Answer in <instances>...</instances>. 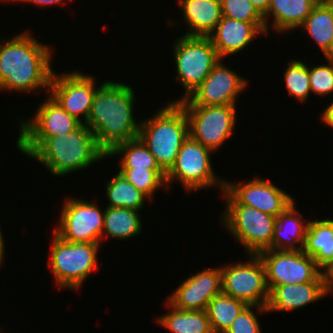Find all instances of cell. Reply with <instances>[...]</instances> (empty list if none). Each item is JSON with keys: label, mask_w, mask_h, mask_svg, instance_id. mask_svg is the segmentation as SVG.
<instances>
[{"label": "cell", "mask_w": 333, "mask_h": 333, "mask_svg": "<svg viewBox=\"0 0 333 333\" xmlns=\"http://www.w3.org/2000/svg\"><path fill=\"white\" fill-rule=\"evenodd\" d=\"M189 122V135L213 153L234 134L237 105H181Z\"/></svg>", "instance_id": "8fae6325"}, {"label": "cell", "mask_w": 333, "mask_h": 333, "mask_svg": "<svg viewBox=\"0 0 333 333\" xmlns=\"http://www.w3.org/2000/svg\"><path fill=\"white\" fill-rule=\"evenodd\" d=\"M103 211L102 240L107 236L117 240H127L142 232L139 211L124 207H106Z\"/></svg>", "instance_id": "484cf974"}, {"label": "cell", "mask_w": 333, "mask_h": 333, "mask_svg": "<svg viewBox=\"0 0 333 333\" xmlns=\"http://www.w3.org/2000/svg\"><path fill=\"white\" fill-rule=\"evenodd\" d=\"M118 154L121 155L120 168L161 169L154 155L139 138L119 144L107 157H115Z\"/></svg>", "instance_id": "f1b7e54d"}, {"label": "cell", "mask_w": 333, "mask_h": 333, "mask_svg": "<svg viewBox=\"0 0 333 333\" xmlns=\"http://www.w3.org/2000/svg\"><path fill=\"white\" fill-rule=\"evenodd\" d=\"M95 79L91 74H82L78 70L64 72L61 75L54 72L50 83L49 95L69 115L85 124L97 88Z\"/></svg>", "instance_id": "5bb4252c"}, {"label": "cell", "mask_w": 333, "mask_h": 333, "mask_svg": "<svg viewBox=\"0 0 333 333\" xmlns=\"http://www.w3.org/2000/svg\"><path fill=\"white\" fill-rule=\"evenodd\" d=\"M315 4H332L333 0H312Z\"/></svg>", "instance_id": "ab89813d"}, {"label": "cell", "mask_w": 333, "mask_h": 333, "mask_svg": "<svg viewBox=\"0 0 333 333\" xmlns=\"http://www.w3.org/2000/svg\"><path fill=\"white\" fill-rule=\"evenodd\" d=\"M226 205H245L278 217L295 200L267 179L254 178L249 182H225L221 191Z\"/></svg>", "instance_id": "4fadbf2b"}, {"label": "cell", "mask_w": 333, "mask_h": 333, "mask_svg": "<svg viewBox=\"0 0 333 333\" xmlns=\"http://www.w3.org/2000/svg\"><path fill=\"white\" fill-rule=\"evenodd\" d=\"M245 262L220 266L222 292L246 305L267 306L269 289L265 266L259 255L249 254Z\"/></svg>", "instance_id": "30bf717a"}, {"label": "cell", "mask_w": 333, "mask_h": 333, "mask_svg": "<svg viewBox=\"0 0 333 333\" xmlns=\"http://www.w3.org/2000/svg\"><path fill=\"white\" fill-rule=\"evenodd\" d=\"M257 11L264 16L267 13L270 0H249Z\"/></svg>", "instance_id": "8d00e7d4"}, {"label": "cell", "mask_w": 333, "mask_h": 333, "mask_svg": "<svg viewBox=\"0 0 333 333\" xmlns=\"http://www.w3.org/2000/svg\"><path fill=\"white\" fill-rule=\"evenodd\" d=\"M310 35L326 57H333V3L318 4L300 29Z\"/></svg>", "instance_id": "d4e9b609"}, {"label": "cell", "mask_w": 333, "mask_h": 333, "mask_svg": "<svg viewBox=\"0 0 333 333\" xmlns=\"http://www.w3.org/2000/svg\"><path fill=\"white\" fill-rule=\"evenodd\" d=\"M221 223L242 244L246 254L272 249L277 217L245 205H226Z\"/></svg>", "instance_id": "ba28073f"}, {"label": "cell", "mask_w": 333, "mask_h": 333, "mask_svg": "<svg viewBox=\"0 0 333 333\" xmlns=\"http://www.w3.org/2000/svg\"><path fill=\"white\" fill-rule=\"evenodd\" d=\"M187 30L184 36L208 37L222 19L220 0H177Z\"/></svg>", "instance_id": "ffe728a7"}, {"label": "cell", "mask_w": 333, "mask_h": 333, "mask_svg": "<svg viewBox=\"0 0 333 333\" xmlns=\"http://www.w3.org/2000/svg\"><path fill=\"white\" fill-rule=\"evenodd\" d=\"M222 15L238 21L254 23L266 36L264 17L249 0H220Z\"/></svg>", "instance_id": "1f68e13d"}, {"label": "cell", "mask_w": 333, "mask_h": 333, "mask_svg": "<svg viewBox=\"0 0 333 333\" xmlns=\"http://www.w3.org/2000/svg\"><path fill=\"white\" fill-rule=\"evenodd\" d=\"M254 308V309H253ZM264 314L268 313L264 306L247 305L232 322L226 333H262L259 321L254 311Z\"/></svg>", "instance_id": "836d02e7"}, {"label": "cell", "mask_w": 333, "mask_h": 333, "mask_svg": "<svg viewBox=\"0 0 333 333\" xmlns=\"http://www.w3.org/2000/svg\"><path fill=\"white\" fill-rule=\"evenodd\" d=\"M284 73L285 86L289 96L305 103L310 96L309 66L305 62L290 60Z\"/></svg>", "instance_id": "4dcf8cb0"}, {"label": "cell", "mask_w": 333, "mask_h": 333, "mask_svg": "<svg viewBox=\"0 0 333 333\" xmlns=\"http://www.w3.org/2000/svg\"><path fill=\"white\" fill-rule=\"evenodd\" d=\"M303 219L299 211H296L294 201L276 219L272 249L303 250L307 224L309 222V220L304 221Z\"/></svg>", "instance_id": "7402d4cb"}, {"label": "cell", "mask_w": 333, "mask_h": 333, "mask_svg": "<svg viewBox=\"0 0 333 333\" xmlns=\"http://www.w3.org/2000/svg\"><path fill=\"white\" fill-rule=\"evenodd\" d=\"M266 271L269 292L285 284L326 282V276L314 259L303 250L268 249L258 254Z\"/></svg>", "instance_id": "9c48e42d"}, {"label": "cell", "mask_w": 333, "mask_h": 333, "mask_svg": "<svg viewBox=\"0 0 333 333\" xmlns=\"http://www.w3.org/2000/svg\"><path fill=\"white\" fill-rule=\"evenodd\" d=\"M328 295L326 282H307L275 286L269 292L268 312L292 311Z\"/></svg>", "instance_id": "d6986e66"}, {"label": "cell", "mask_w": 333, "mask_h": 333, "mask_svg": "<svg viewBox=\"0 0 333 333\" xmlns=\"http://www.w3.org/2000/svg\"><path fill=\"white\" fill-rule=\"evenodd\" d=\"M158 111L141 122L138 138L167 173L189 136V122L184 108L178 102H170Z\"/></svg>", "instance_id": "277c9868"}, {"label": "cell", "mask_w": 333, "mask_h": 333, "mask_svg": "<svg viewBox=\"0 0 333 333\" xmlns=\"http://www.w3.org/2000/svg\"><path fill=\"white\" fill-rule=\"evenodd\" d=\"M169 312L157 317L161 327L172 333H213L206 311H190L176 309L168 301H164Z\"/></svg>", "instance_id": "cb8c5ba5"}, {"label": "cell", "mask_w": 333, "mask_h": 333, "mask_svg": "<svg viewBox=\"0 0 333 333\" xmlns=\"http://www.w3.org/2000/svg\"><path fill=\"white\" fill-rule=\"evenodd\" d=\"M326 276V285L328 295L333 292V265L330 266L325 272Z\"/></svg>", "instance_id": "74e56055"}, {"label": "cell", "mask_w": 333, "mask_h": 333, "mask_svg": "<svg viewBox=\"0 0 333 333\" xmlns=\"http://www.w3.org/2000/svg\"><path fill=\"white\" fill-rule=\"evenodd\" d=\"M2 229L0 228V266H2V262H4V258H5V246H4V236L2 234Z\"/></svg>", "instance_id": "f35d334b"}, {"label": "cell", "mask_w": 333, "mask_h": 333, "mask_svg": "<svg viewBox=\"0 0 333 333\" xmlns=\"http://www.w3.org/2000/svg\"><path fill=\"white\" fill-rule=\"evenodd\" d=\"M106 198L109 203L106 207H124L140 211L148 198L144 193L136 189L120 172L107 182Z\"/></svg>", "instance_id": "83f0119b"}, {"label": "cell", "mask_w": 333, "mask_h": 333, "mask_svg": "<svg viewBox=\"0 0 333 333\" xmlns=\"http://www.w3.org/2000/svg\"><path fill=\"white\" fill-rule=\"evenodd\" d=\"M303 251L314 259L323 272L333 265L332 219L309 220Z\"/></svg>", "instance_id": "603a6c76"}, {"label": "cell", "mask_w": 333, "mask_h": 333, "mask_svg": "<svg viewBox=\"0 0 333 333\" xmlns=\"http://www.w3.org/2000/svg\"><path fill=\"white\" fill-rule=\"evenodd\" d=\"M247 84L244 77L225 66L220 59L190 96L178 103L204 106L236 105L238 95L245 91Z\"/></svg>", "instance_id": "9a60e30c"}, {"label": "cell", "mask_w": 333, "mask_h": 333, "mask_svg": "<svg viewBox=\"0 0 333 333\" xmlns=\"http://www.w3.org/2000/svg\"><path fill=\"white\" fill-rule=\"evenodd\" d=\"M64 201L54 233L66 242L102 243L104 212L83 199L69 197Z\"/></svg>", "instance_id": "7c38bea8"}, {"label": "cell", "mask_w": 333, "mask_h": 333, "mask_svg": "<svg viewBox=\"0 0 333 333\" xmlns=\"http://www.w3.org/2000/svg\"><path fill=\"white\" fill-rule=\"evenodd\" d=\"M316 5L312 0H270L267 13L263 16L266 35L270 30V18L273 17L271 28L284 34L300 28Z\"/></svg>", "instance_id": "44dd1931"}, {"label": "cell", "mask_w": 333, "mask_h": 333, "mask_svg": "<svg viewBox=\"0 0 333 333\" xmlns=\"http://www.w3.org/2000/svg\"><path fill=\"white\" fill-rule=\"evenodd\" d=\"M119 172L148 199L161 187L168 190L166 185V173L162 169H135L120 168Z\"/></svg>", "instance_id": "f546056e"}, {"label": "cell", "mask_w": 333, "mask_h": 333, "mask_svg": "<svg viewBox=\"0 0 333 333\" xmlns=\"http://www.w3.org/2000/svg\"><path fill=\"white\" fill-rule=\"evenodd\" d=\"M222 292L220 267L199 271L184 280L167 301L176 309L206 311L209 301Z\"/></svg>", "instance_id": "2e32d148"}, {"label": "cell", "mask_w": 333, "mask_h": 333, "mask_svg": "<svg viewBox=\"0 0 333 333\" xmlns=\"http://www.w3.org/2000/svg\"><path fill=\"white\" fill-rule=\"evenodd\" d=\"M321 119L325 125L333 128V101L324 108V111L321 114Z\"/></svg>", "instance_id": "e575fe53"}, {"label": "cell", "mask_w": 333, "mask_h": 333, "mask_svg": "<svg viewBox=\"0 0 333 333\" xmlns=\"http://www.w3.org/2000/svg\"><path fill=\"white\" fill-rule=\"evenodd\" d=\"M173 58L176 63L177 80L185 88L179 102L190 94L211 73L220 58L209 37L184 36L175 40Z\"/></svg>", "instance_id": "8992f818"}, {"label": "cell", "mask_w": 333, "mask_h": 333, "mask_svg": "<svg viewBox=\"0 0 333 333\" xmlns=\"http://www.w3.org/2000/svg\"><path fill=\"white\" fill-rule=\"evenodd\" d=\"M10 1H13V2H25V3H31V4H35V5H38V6H51V5H60L62 4L65 0H10ZM68 1V0H66Z\"/></svg>", "instance_id": "d590c367"}, {"label": "cell", "mask_w": 333, "mask_h": 333, "mask_svg": "<svg viewBox=\"0 0 333 333\" xmlns=\"http://www.w3.org/2000/svg\"><path fill=\"white\" fill-rule=\"evenodd\" d=\"M49 262L56 285L77 291L88 276L98 269L100 243L66 242L53 232Z\"/></svg>", "instance_id": "5b68a950"}, {"label": "cell", "mask_w": 333, "mask_h": 333, "mask_svg": "<svg viewBox=\"0 0 333 333\" xmlns=\"http://www.w3.org/2000/svg\"><path fill=\"white\" fill-rule=\"evenodd\" d=\"M247 305L223 292L213 297L206 308L213 333H226L232 322Z\"/></svg>", "instance_id": "4316f807"}, {"label": "cell", "mask_w": 333, "mask_h": 333, "mask_svg": "<svg viewBox=\"0 0 333 333\" xmlns=\"http://www.w3.org/2000/svg\"><path fill=\"white\" fill-rule=\"evenodd\" d=\"M264 33L250 22L238 21L222 16L215 30L208 36L220 59L235 55L250 46L257 36Z\"/></svg>", "instance_id": "ac0fdd59"}, {"label": "cell", "mask_w": 333, "mask_h": 333, "mask_svg": "<svg viewBox=\"0 0 333 333\" xmlns=\"http://www.w3.org/2000/svg\"><path fill=\"white\" fill-rule=\"evenodd\" d=\"M329 64L310 66L309 78L311 93L324 97L333 92V57H326Z\"/></svg>", "instance_id": "d6a6232c"}, {"label": "cell", "mask_w": 333, "mask_h": 333, "mask_svg": "<svg viewBox=\"0 0 333 333\" xmlns=\"http://www.w3.org/2000/svg\"><path fill=\"white\" fill-rule=\"evenodd\" d=\"M16 147L42 163L55 176H65L107 159L96 137L84 123L73 132L49 137H17Z\"/></svg>", "instance_id": "3957f363"}, {"label": "cell", "mask_w": 333, "mask_h": 333, "mask_svg": "<svg viewBox=\"0 0 333 333\" xmlns=\"http://www.w3.org/2000/svg\"><path fill=\"white\" fill-rule=\"evenodd\" d=\"M211 153L210 149L189 135L184 140L173 166L166 173L168 190L170 183L175 180L189 192L214 186L223 191L226 181L213 171Z\"/></svg>", "instance_id": "52a82bcc"}, {"label": "cell", "mask_w": 333, "mask_h": 333, "mask_svg": "<svg viewBox=\"0 0 333 333\" xmlns=\"http://www.w3.org/2000/svg\"><path fill=\"white\" fill-rule=\"evenodd\" d=\"M28 32L0 42V90L42 93L45 88L49 94L52 51Z\"/></svg>", "instance_id": "7a4b0ae2"}, {"label": "cell", "mask_w": 333, "mask_h": 333, "mask_svg": "<svg viewBox=\"0 0 333 333\" xmlns=\"http://www.w3.org/2000/svg\"><path fill=\"white\" fill-rule=\"evenodd\" d=\"M119 82L107 80L96 88L85 123L106 155L119 144L138 138L141 124L134 115V89Z\"/></svg>", "instance_id": "6da1fadb"}, {"label": "cell", "mask_w": 333, "mask_h": 333, "mask_svg": "<svg viewBox=\"0 0 333 333\" xmlns=\"http://www.w3.org/2000/svg\"><path fill=\"white\" fill-rule=\"evenodd\" d=\"M33 118L21 120L18 137H49L73 132L82 123L69 115L49 94Z\"/></svg>", "instance_id": "e0dca14e"}]
</instances>
